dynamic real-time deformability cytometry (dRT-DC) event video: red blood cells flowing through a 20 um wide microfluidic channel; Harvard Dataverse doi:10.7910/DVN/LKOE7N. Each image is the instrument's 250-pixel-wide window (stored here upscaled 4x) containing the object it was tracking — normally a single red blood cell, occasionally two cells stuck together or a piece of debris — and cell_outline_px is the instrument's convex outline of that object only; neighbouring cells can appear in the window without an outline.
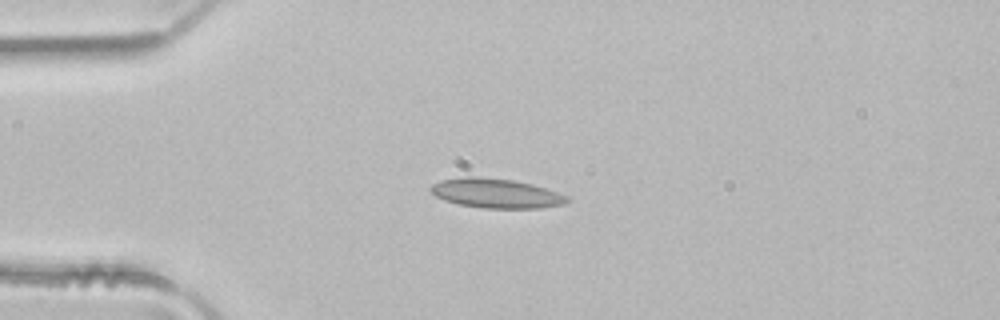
{"species": "common noctule bat (a hibernating species)", "species_latin": "Nyctalus noctula", "temperature_condition": "room temperature", "stored_images_in_passage": 2, "camera_frame_rate_fps": 3000, "um_per_image_px": 0.085, "animal": {"sex": "male", "body_mass_g": 21.5, "forearm_length_mm": 52.0}, "frame": {"image": 1, "passage_image": 1, "time_ms": 0.0, "image_size_px": [1000, 320], "cell_outline_px": [[568, 200], [564, 204], [540, 208], [484, 208], [460, 204], [444, 200], [436, 196], [428, 188], [432, 184], [440, 180], [464, 176], [480, 176], [512, 180], [532, 184], [568, 196]], "centroid_in_image_um": [42.12, 16.42], "position_along_channel_um": 42.9, "area_um2": 23.35}}